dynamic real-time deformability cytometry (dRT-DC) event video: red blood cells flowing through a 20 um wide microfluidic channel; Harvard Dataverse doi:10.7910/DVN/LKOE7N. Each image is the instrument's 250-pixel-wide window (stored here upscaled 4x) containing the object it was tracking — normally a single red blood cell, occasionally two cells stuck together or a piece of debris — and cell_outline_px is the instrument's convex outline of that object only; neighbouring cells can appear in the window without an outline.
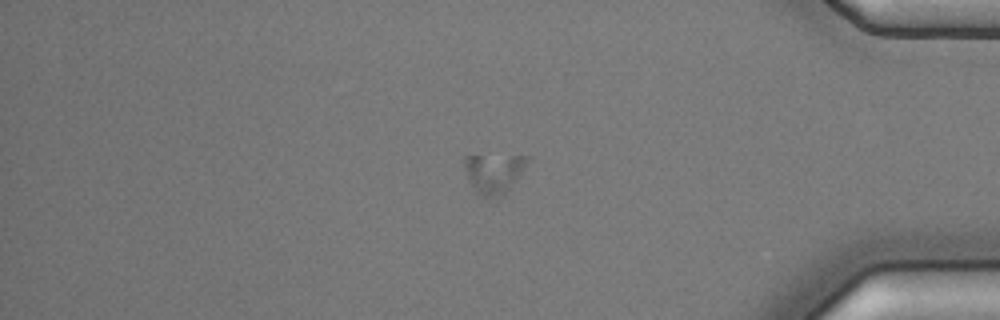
{"species": "common noctule bat (a hibernating species)", "species_latin": "Nyctalus noctula", "temperature_condition": "cold", "stored_images_in_passage": 45, "camera_frame_rate_fps": 3000, "um_per_image_px": 0.085, "animal": {"sex": "male", "body_mass_g": 17.9, "forearm_length_mm": 54.2}, "frame": {"image": 1, "passage_image": 45, "time_ms": 14.667, "image_size_px": [1000, 320], "cell_outline_px": [[532, 156], [516, 180], [504, 196], [496, 200], [484, 196], [476, 192], [468, 180], [464, 168], [464, 156]], "centroid_in_image_um": [41.98, 14.75], "position_along_channel_um": 393.2, "area_um2": 14.68}}